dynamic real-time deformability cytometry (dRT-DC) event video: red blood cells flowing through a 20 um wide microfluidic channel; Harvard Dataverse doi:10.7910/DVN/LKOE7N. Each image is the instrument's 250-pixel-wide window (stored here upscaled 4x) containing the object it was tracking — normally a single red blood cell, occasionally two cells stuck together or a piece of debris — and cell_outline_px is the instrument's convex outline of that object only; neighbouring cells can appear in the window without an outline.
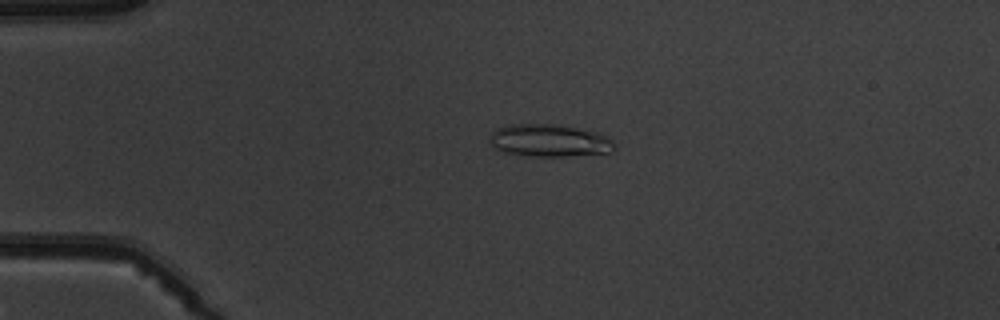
{"species": "common noctule bat (a hibernating species)", "species_latin": "Nyctalus noctula", "temperature_condition": "warm", "stored_images_in_passage": 5, "camera_frame_rate_fps": 3000, "um_per_image_px": 0.085, "animal": {"sex": "male", "body_mass_g": 19.5, "forearm_length_mm": 54.6}, "frame": {"image": 1, "passage_image": 4, "time_ms": 3.667, "image_size_px": [1000, 320], "cell_outline_px": [[616, 148], [612, 152], [572, 156], [528, 156], [504, 152], [496, 148], [488, 140], [488, 136], [496, 128], [512, 124], [556, 124], [596, 132], [608, 136], [612, 140]], "centroid_in_image_um": [46.7, 11.95], "position_along_channel_um": 38.3, "area_um2": 23.76}}